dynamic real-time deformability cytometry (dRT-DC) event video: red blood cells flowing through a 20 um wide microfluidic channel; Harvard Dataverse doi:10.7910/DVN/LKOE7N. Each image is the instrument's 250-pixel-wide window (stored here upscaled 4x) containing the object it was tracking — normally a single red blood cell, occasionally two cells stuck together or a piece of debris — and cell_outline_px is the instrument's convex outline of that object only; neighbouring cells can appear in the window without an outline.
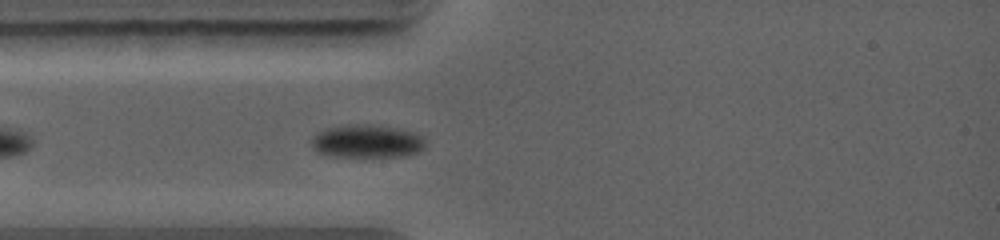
{"species": "common noctule bat (a hibernating species)", "species_latin": "Nyctalus noctula", "temperature_condition": "warm", "stored_images_in_passage": 2, "camera_frame_rate_fps": 5000, "um_per_image_px": 0.085, "animal": {"sex": "female", "body_mass_g": 19.0, "forearm_length_mm": 56.7}, "frame": {"image": 1, "passage_image": 2, "time_ms": 0.8, "image_size_px": [1000, 240], "cell_outline_px": [[428, 144], [424, 148], [408, 156], [328, 156], [320, 152], [312, 144], [312, 136], [316, 132], [328, 128], [348, 124], [372, 124], [400, 128], [424, 136]], "centroid_in_image_um": [31.25, 11.99], "position_along_channel_um": 53.7, "area_um2": 22.14}}